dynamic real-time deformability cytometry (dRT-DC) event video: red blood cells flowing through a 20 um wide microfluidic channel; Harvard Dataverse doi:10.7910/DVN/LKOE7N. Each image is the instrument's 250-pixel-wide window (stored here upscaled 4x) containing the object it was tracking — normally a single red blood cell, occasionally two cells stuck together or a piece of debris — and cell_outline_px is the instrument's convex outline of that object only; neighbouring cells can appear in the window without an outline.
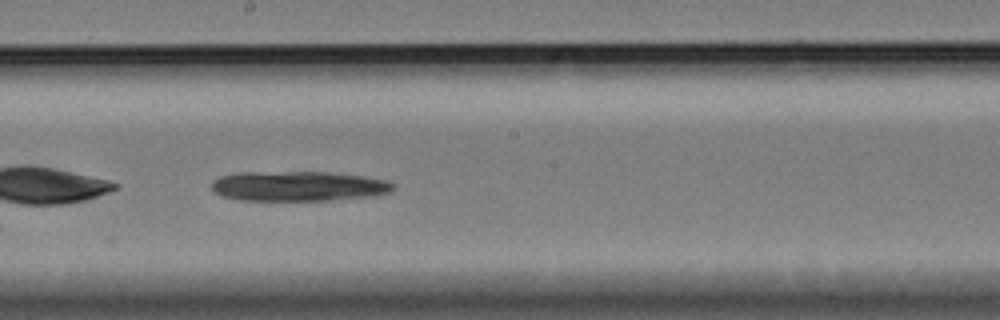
{"species": "Egyptian fruit bat (a non-hibernating species)", "species_latin": "Rousettus aegyptiacus", "temperature_condition": "cold", "stored_images_in_passage": 37, "camera_frame_rate_fps": 3000, "um_per_image_px": 0.085, "animal": {"sex": "female"}, "frame": {"image": 1, "passage_image": 16, "time_ms": 5.0, "image_size_px": [1000, 320], "cell_outline_px": [[396, 188], [392, 192], [372, 196], [332, 200], [240, 200], [220, 196], [212, 188], [212, 180], [220, 176], [240, 172], [328, 172], [360, 176], [388, 180], [396, 184]], "centroid_in_image_um": [25.39, 15.82], "position_along_channel_um": 222.8, "area_um2": 31.85}}